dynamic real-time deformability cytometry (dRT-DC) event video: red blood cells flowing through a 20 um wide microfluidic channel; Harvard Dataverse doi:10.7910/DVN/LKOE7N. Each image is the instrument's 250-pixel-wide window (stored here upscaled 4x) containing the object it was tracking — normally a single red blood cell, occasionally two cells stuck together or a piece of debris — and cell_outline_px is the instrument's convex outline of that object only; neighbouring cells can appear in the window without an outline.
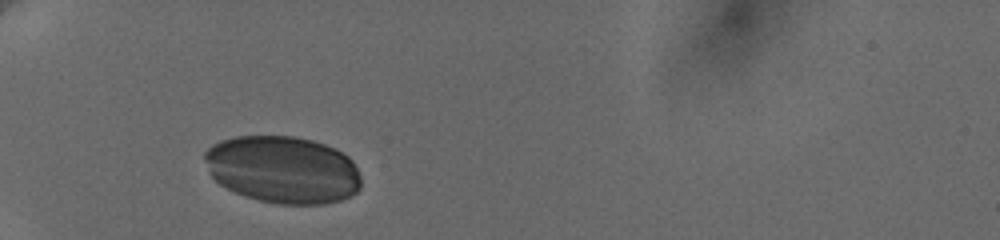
{"species": "human", "species_latin": "Homo sapiens", "temperature_condition": "cold", "stored_images_in_passage": 4, "camera_frame_rate_fps": 3000, "um_per_image_px": 0.085, "donor": {"sex": "female"}, "frame": {"image": 1, "passage_image": 1, "time_ms": 0.0, "image_size_px": [1000, 240], "cell_outline_px": [[360, 188], [352, 196], [328, 204], [276, 204], [244, 196], [220, 184], [208, 172], [204, 160], [204, 152], [212, 144], [220, 140], [236, 136], [292, 136], [312, 140], [324, 144], [348, 156], [352, 160], [360, 176]], "centroid_in_image_um": [24.03, 14.42], "position_along_channel_um": 61.0, "area_um2": 61.56}}